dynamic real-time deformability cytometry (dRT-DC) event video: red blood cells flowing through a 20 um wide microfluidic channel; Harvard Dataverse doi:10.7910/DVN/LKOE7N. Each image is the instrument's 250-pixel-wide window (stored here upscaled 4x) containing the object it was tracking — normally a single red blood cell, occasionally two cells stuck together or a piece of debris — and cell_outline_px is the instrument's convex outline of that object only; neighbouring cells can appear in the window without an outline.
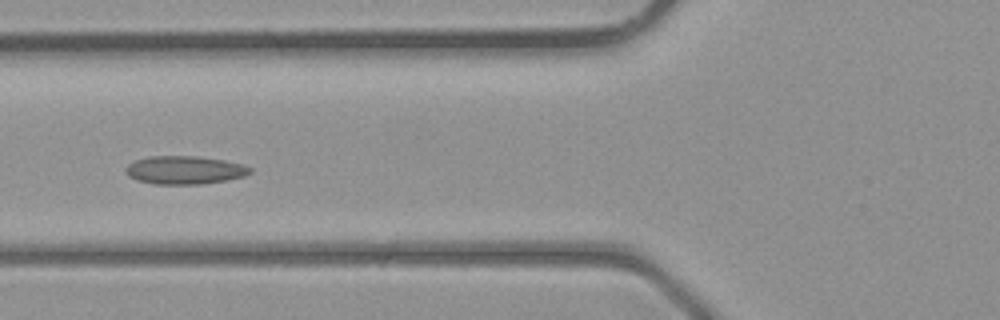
{"species": "common noctule bat (a hibernating species)", "species_latin": "Nyctalus noctula", "temperature_condition": "room temperature", "stored_images_in_passage": 6, "camera_frame_rate_fps": 3000, "um_per_image_px": 0.085, "animal": {"sex": "male", "body_mass_g": 23.1, "forearm_length_mm": 52.7}, "frame": {"image": 1, "passage_image": 5, "time_ms": 5.333, "image_size_px": [1000, 320], "cell_outline_px": [[252, 172], [244, 176], [224, 180], [200, 184], [152, 184], [136, 180], [128, 176], [124, 172], [124, 168], [128, 164], [136, 160], [148, 156], [196, 156], [224, 160], [244, 164], [252, 168]], "centroid_in_image_um": [15.66, 14.45], "position_along_channel_um": 110.1, "area_um2": 20.58}}
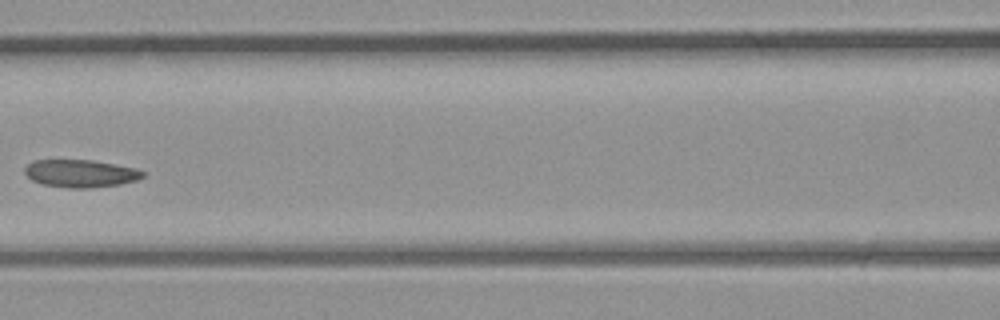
{"frame": {"image": 2, "passage_image": 6, "time_ms": 6.333, "image_size_px": [1000, 320], "cell_outline_px": [[144, 176], [136, 180], [120, 184], [88, 188], [68, 188], [44, 184], [32, 180], [24, 172], [24, 168], [32, 160], [92, 160], [136, 168], [144, 172]], "centroid_in_image_um": [6.84, 14.74], "position_along_channel_um": 159.8, "area_um2": 18.9}}